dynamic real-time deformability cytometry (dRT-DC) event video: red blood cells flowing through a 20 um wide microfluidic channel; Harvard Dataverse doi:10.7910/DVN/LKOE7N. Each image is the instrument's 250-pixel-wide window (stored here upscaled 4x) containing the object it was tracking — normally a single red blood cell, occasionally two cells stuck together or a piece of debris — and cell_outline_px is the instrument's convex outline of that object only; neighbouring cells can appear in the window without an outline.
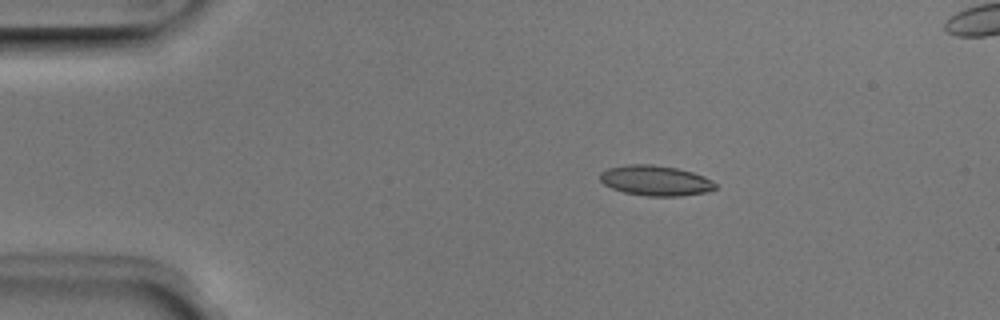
{"species": "Egyptian fruit bat (a non-hibernating species)", "species_latin": "Rousettus aegyptiacus", "temperature_condition": "room temperature", "stored_images_in_passage": 4, "camera_frame_rate_fps": 3000, "um_per_image_px": 0.085, "animal": {"sex": "male"}, "frame": {"image": 1, "passage_image": 2, "time_ms": 0.333, "image_size_px": [1000, 320], "cell_outline_px": [[716, 188], [704, 192], [680, 196], [648, 196], [624, 192], [612, 188], [604, 184], [600, 180], [600, 172], [608, 168], [628, 164], [652, 164], [676, 168], [692, 172], [704, 176], [712, 180], [716, 184]], "centroid_in_image_um": [55.7, 15.34], "position_along_channel_um": 29.3, "area_um2": 20.23}}